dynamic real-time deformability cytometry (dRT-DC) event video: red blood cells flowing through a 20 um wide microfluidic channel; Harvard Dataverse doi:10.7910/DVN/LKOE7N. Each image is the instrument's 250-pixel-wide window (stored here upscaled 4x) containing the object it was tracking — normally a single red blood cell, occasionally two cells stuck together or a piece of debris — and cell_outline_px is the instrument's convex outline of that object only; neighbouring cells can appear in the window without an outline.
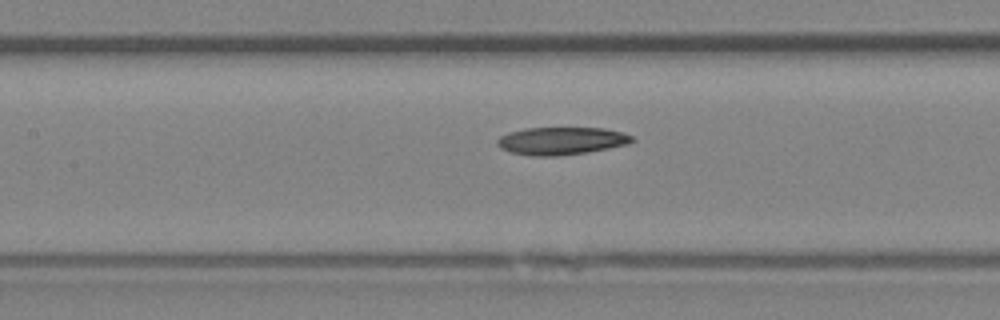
{"species": "Egyptian fruit bat (a non-hibernating species)", "species_latin": "Rousettus aegyptiacus", "temperature_condition": "room temperature", "stored_images_in_passage": 6, "segment_of_instrument_passage": [2, 2], "camera_frame_rate_fps": 3000, "um_per_image_px": 0.085, "animal": {"sex": "female"}, "frame": {"image": 1, "passage_image": 6, "time_ms": 1.667, "image_size_px": [1000, 320], "cell_outline_px": [[636, 140], [628, 144], [588, 152], [560, 156], [532, 156], [512, 152], [500, 148], [496, 144], [496, 140], [500, 136], [508, 132], [524, 128], [604, 128], [620, 132], [632, 136]], "centroid_in_image_um": [47.69, 11.97], "position_along_channel_um": 159.7, "area_um2": 21.79}}